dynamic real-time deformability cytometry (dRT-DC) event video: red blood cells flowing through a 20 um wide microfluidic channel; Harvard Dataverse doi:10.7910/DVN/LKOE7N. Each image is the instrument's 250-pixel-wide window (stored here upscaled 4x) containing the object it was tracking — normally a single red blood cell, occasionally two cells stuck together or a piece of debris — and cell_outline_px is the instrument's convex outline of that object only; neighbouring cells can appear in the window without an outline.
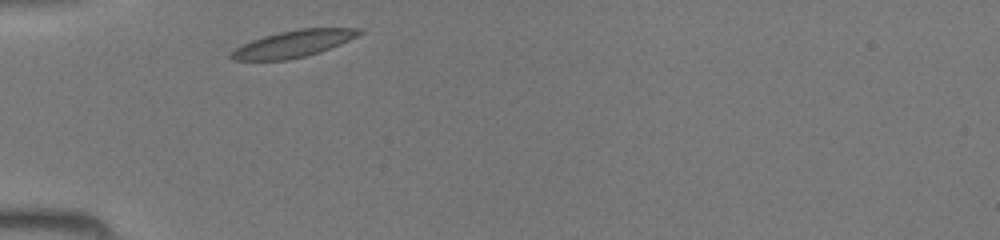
{"species": "common noctule bat (a hibernating species)", "species_latin": "Nyctalus noctula", "temperature_condition": "room temperature", "stored_images_in_passage": 26, "camera_frame_rate_fps": 3000, "um_per_image_px": 0.085, "animal": {"sex": "female", "body_mass_g": 19.5, "forearm_length_mm": 54.1}, "frame": {"image": 1, "passage_image": 1, "time_ms": 0.0, "image_size_px": [1000, 240], "cell_outline_px": [[364, 32], [340, 44], [320, 52], [288, 60], [232, 60], [228, 56], [236, 48], [252, 40], [264, 36], [280, 32], [300, 28], [364, 28]], "centroid_in_image_um": [24.96, 3.72], "position_along_channel_um": 60.0, "area_um2": 19.83}}
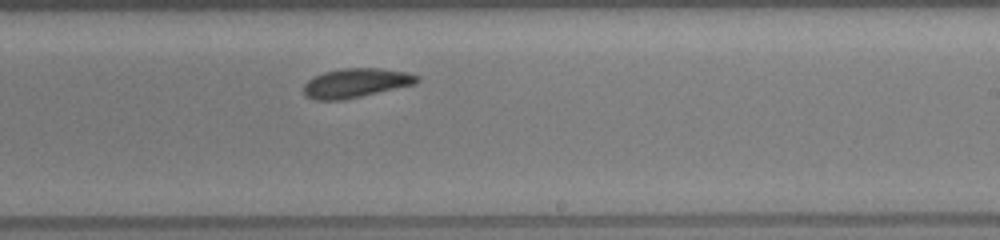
{"frame": {"image": 2, "passage_image": 15, "time_ms": 4.667, "image_size_px": [1000, 240], "cell_outline_px": [[420, 80], [416, 84], [344, 100], [316, 100], [304, 96], [304, 84], [308, 80], [324, 72], [340, 68], [380, 68], [408, 72], [420, 76]], "centroid_in_image_um": [30.28, 7.05], "position_along_channel_um": 258.7, "area_um2": 19.48}}
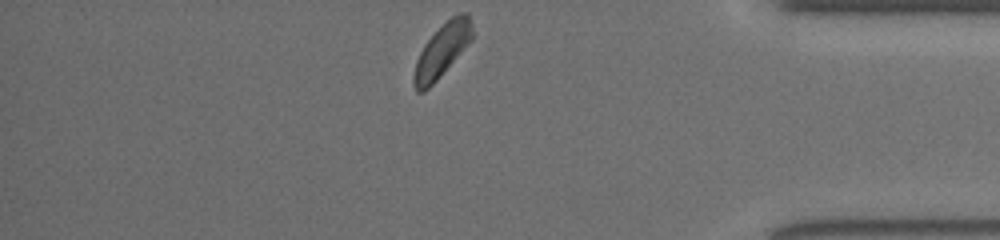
{"frame": {"image": 3, "passage_image": 26, "time_ms": 8.333, "image_size_px": [1000, 240], "cell_outline_px": [[472, 40], [436, 80], [424, 92], [416, 92], [412, 84], [412, 76], [416, 60], [424, 44], [456, 12], [468, 12], [472, 24]], "centroid_in_image_um": [37.55, 4.3], "position_along_channel_um": 397.6, "area_um2": 17.92}}